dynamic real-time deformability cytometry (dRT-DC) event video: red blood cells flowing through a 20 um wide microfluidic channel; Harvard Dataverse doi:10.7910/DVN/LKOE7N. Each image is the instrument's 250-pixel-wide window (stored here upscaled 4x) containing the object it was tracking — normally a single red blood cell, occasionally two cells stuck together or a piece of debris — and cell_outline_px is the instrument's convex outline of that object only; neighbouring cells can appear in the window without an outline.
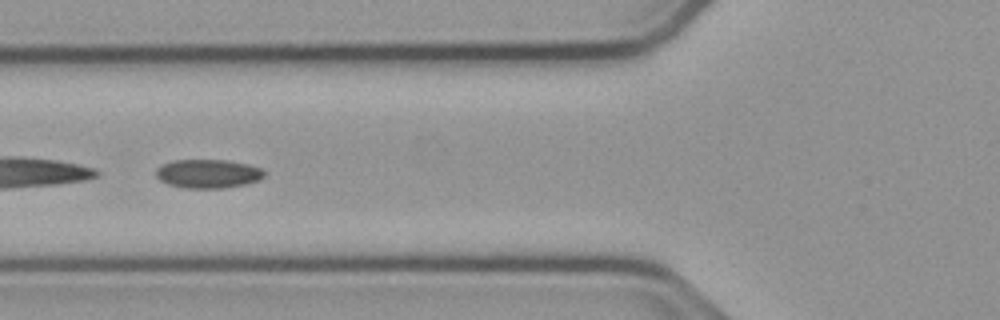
{"species": "common noctule bat (a hibernating species)", "species_latin": "Nyctalus noctula", "temperature_condition": "cold", "stored_images_in_passage": 53, "camera_frame_rate_fps": 3000, "um_per_image_px": 0.085, "animal": {"sex": "male", "body_mass_g": 23.1, "forearm_length_mm": 52.7}, "frame": {"image": 1, "passage_image": 20, "time_ms": 6.333, "image_size_px": [1000, 320], "cell_outline_px": [[264, 176], [260, 180], [244, 184], [224, 188], [184, 188], [168, 184], [160, 180], [156, 176], [156, 168], [172, 160], [228, 160], [248, 164], [264, 168]], "centroid_in_image_um": [17.7, 14.76], "position_along_channel_um": 108.1, "area_um2": 18.26}}
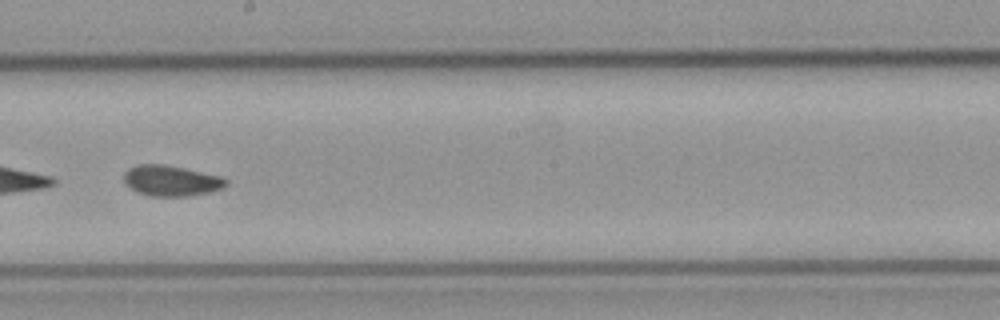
{"frame": {"image": 2, "passage_image": 30, "time_ms": 9.667, "image_size_px": [1000, 320], "cell_outline_px": [[228, 184], [224, 188], [208, 192], [188, 196], [152, 196], [136, 192], [124, 184], [124, 172], [128, 168], [140, 164], [160, 164], [184, 168], [220, 176], [228, 180]], "centroid_in_image_um": [14.53, 15.36], "position_along_channel_um": 233.7, "area_um2": 18.26}}
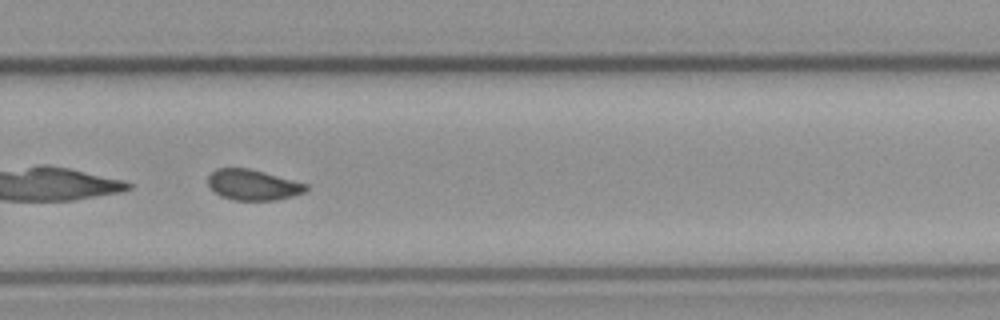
{"frame": {"image": 3, "passage_image": 36, "time_ms": 11.667, "image_size_px": [1000, 320], "cell_outline_px": [[308, 188], [304, 192], [292, 196], [276, 200], [236, 200], [220, 196], [208, 184], [208, 176], [216, 168], [248, 168], [264, 172], [308, 184]], "centroid_in_image_um": [21.5, 15.71], "position_along_channel_um": 308.3, "area_um2": 17.34}, "authors_computed_cell_mechanics": {"area_um2": 18.3804, "velocity_mm_per_s": 3.7466, "shape_relaxation_time_tau1_ms": null, "shape_relaxation_time_tau2_ms": 4.9112, "deformation_change_tau1": null, "deformation_change_tau2": 0.081}}